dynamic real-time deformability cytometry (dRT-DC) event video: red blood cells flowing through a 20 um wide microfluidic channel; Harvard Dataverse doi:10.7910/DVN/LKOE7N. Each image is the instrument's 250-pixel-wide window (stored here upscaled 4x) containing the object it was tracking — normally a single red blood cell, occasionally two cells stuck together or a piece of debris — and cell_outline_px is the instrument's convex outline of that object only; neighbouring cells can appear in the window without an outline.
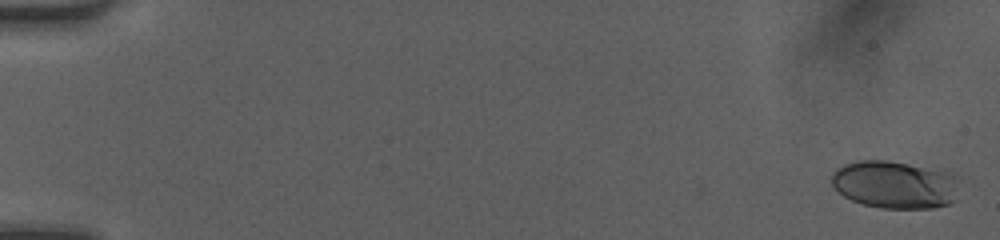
{"species": "human", "species_latin": "Homo sapiens", "temperature_condition": "room temperature", "stored_images_in_passage": 50, "camera_frame_rate_fps": 3000, "um_per_image_px": 0.085, "donor": {"sex": "female"}, "frame": {"image": 1, "passage_image": 1, "time_ms": 0.0, "image_size_px": [1000, 240], "cell_outline_px": [[960, 180], [956, 200], [948, 204], [932, 208], [880, 208], [864, 204], [852, 200], [844, 196], [832, 184], [832, 172], [836, 168], [844, 164], [856, 160], [888, 160], [956, 172], [960, 176]], "centroid_in_image_um": [76.14, 15.67], "position_along_channel_um": 8.9, "area_um2": 36.24}}
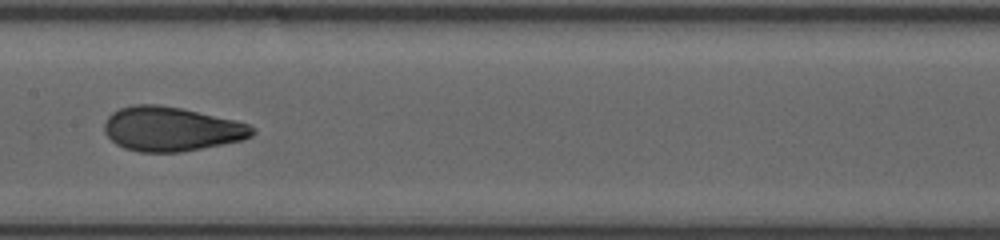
{"frame": {"image": 2, "passage_image": 27, "time_ms": 8.667, "image_size_px": [1000, 240], "cell_outline_px": [[256, 132], [252, 136], [244, 140], [180, 152], [140, 152], [124, 148], [116, 144], [104, 132], [104, 124], [108, 116], [112, 112], [120, 108], [136, 104], [160, 104], [180, 108], [232, 120], [248, 124], [256, 128]], "centroid_in_image_um": [14.55, 10.97], "position_along_channel_um": 192.9, "area_um2": 38.09}}
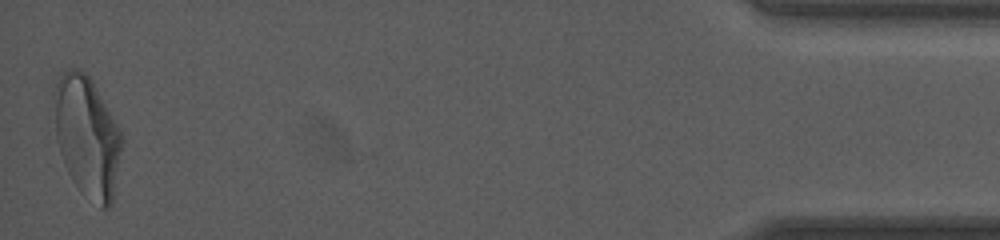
{"frame": {"image": 3, "passage_image": 50, "time_ms": 16.333, "image_size_px": [1000, 240], "cell_outline_px": [[124, 140], [112, 200], [108, 208], [100, 208], [72, 180], [64, 164], [56, 140], [52, 96], [56, 84], [60, 76], [68, 68], [76, 68], [84, 72], [92, 80], [120, 128]], "centroid_in_image_um": [7.4, 11.56], "position_along_channel_um": 427.8, "area_um2": 47.69}, "authors_computed_cell_mechanics": {"area_um2": 37.4544, "velocity_mm_per_s": 4.1384, "shape_relaxation_time_tau1_ms": 5.0665, "shape_relaxation_time_tau2_ms": 0.9549, "deformation_change_tau1": 0.187, "deformation_change_tau2": 0.0707}}